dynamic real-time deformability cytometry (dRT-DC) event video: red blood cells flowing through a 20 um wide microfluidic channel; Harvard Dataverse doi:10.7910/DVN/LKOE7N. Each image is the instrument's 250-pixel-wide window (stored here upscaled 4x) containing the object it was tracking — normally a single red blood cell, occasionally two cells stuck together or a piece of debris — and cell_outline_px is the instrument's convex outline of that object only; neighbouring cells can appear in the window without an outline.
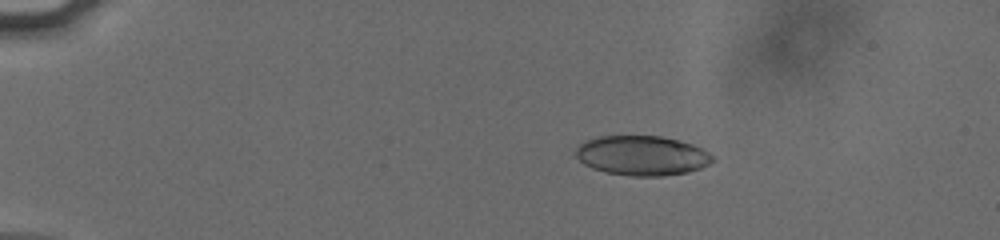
{"species": "human", "species_latin": "Homo sapiens", "temperature_condition": "cold", "stored_images_in_passage": 46, "camera_frame_rate_fps": 3000, "um_per_image_px": 0.085, "donor": {"sex": "male"}, "frame": {"image": 1, "passage_image": 2, "time_ms": 0.333, "image_size_px": [1000, 240], "cell_outline_px": [[716, 160], [700, 168], [688, 172], [660, 176], [632, 176], [604, 172], [592, 168], [584, 164], [572, 152], [584, 140], [596, 136], [660, 136], [680, 140], [692, 144], [716, 156]], "centroid_in_image_um": [54.55, 13.22], "position_along_channel_um": 30.4, "area_um2": 31.96}}
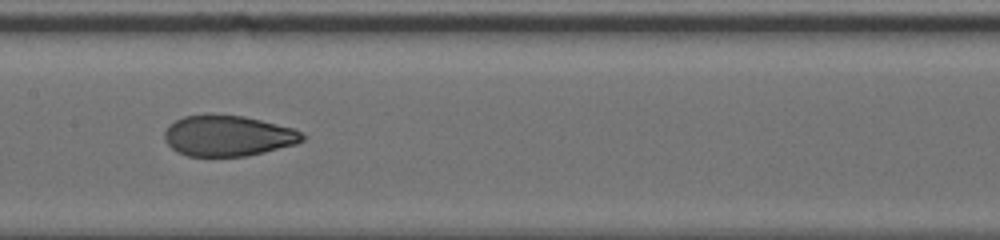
{"frame": {"image": 2, "passage_image": 21, "time_ms": 6.667, "image_size_px": [1000, 240], "cell_outline_px": [[304, 140], [296, 144], [248, 156], [188, 156], [176, 152], [164, 140], [164, 132], [168, 124], [184, 116], [208, 112], [244, 116], [292, 128], [300, 132], [304, 136]], "centroid_in_image_um": [19.32, 11.52], "position_along_channel_um": 188.1, "area_um2": 33.18}}
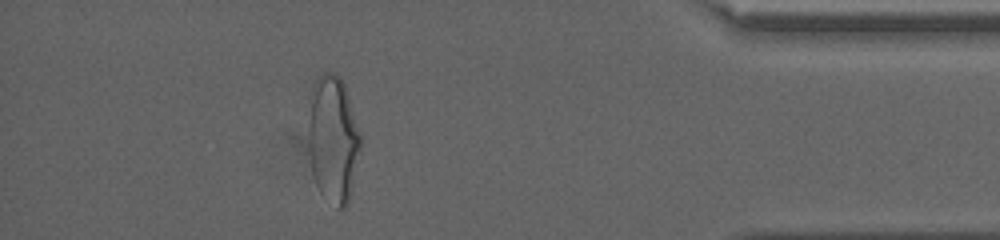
{"frame": {"image": 3, "passage_image": 41, "time_ms": 13.333, "image_size_px": [1000, 240], "cell_outline_px": [[360, 144], [352, 192], [348, 204], [344, 208], [336, 208], [320, 192], [316, 184], [312, 172], [308, 140], [308, 120], [312, 84], [324, 72], [332, 72], [340, 76], [344, 84], [348, 96], [360, 136]], "centroid_in_image_um": [28.29, 11.84], "position_along_channel_um": 406.9, "area_um2": 38.49}, "authors_computed_cell_mechanics": {"area_um2": 33.7841, "velocity_mm_per_s": 3.8374, "shape_relaxation_time_tau1_ms": 5.7173, "shape_relaxation_time_tau2_ms": 1.1004, "deformation_change_tau1": 0.189, "deformation_change_tau2": 0.0692}}